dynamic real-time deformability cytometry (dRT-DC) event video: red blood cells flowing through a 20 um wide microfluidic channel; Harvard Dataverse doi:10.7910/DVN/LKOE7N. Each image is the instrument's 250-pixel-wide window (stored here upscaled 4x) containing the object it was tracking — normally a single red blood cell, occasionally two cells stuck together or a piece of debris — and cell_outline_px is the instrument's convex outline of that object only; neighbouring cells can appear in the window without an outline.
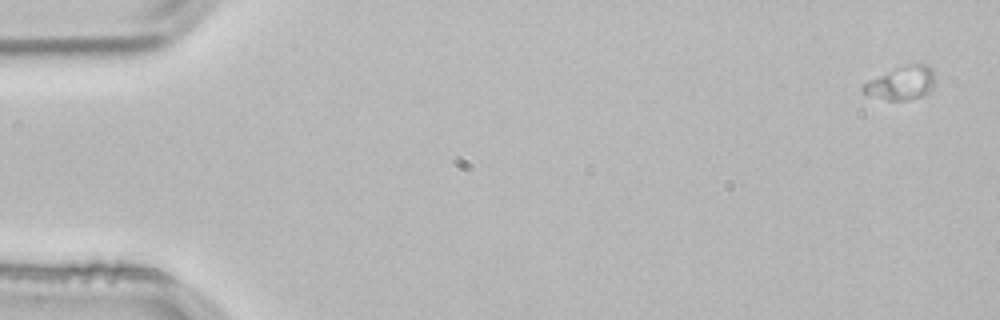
{"species": "common noctule bat (a hibernating species)", "species_latin": "Nyctalus noctula", "temperature_condition": "room temperature", "stored_images_in_passage": 4, "camera_frame_rate_fps": 3000, "um_per_image_px": 0.085, "animal": {"sex": "male", "body_mass_g": 21.5, "forearm_length_mm": 52.0}, "frame": {"image": 1, "passage_image": 1, "time_ms": 0.0, "image_size_px": [1000, 320], "cell_outline_px": [[932, 88], [928, 92], [920, 96], [908, 100], [888, 100], [868, 96], [860, 92], [860, 88], [868, 80], [896, 68], [908, 64], [924, 64], [932, 68]], "centroid_in_image_um": [76.54, 7.08], "position_along_channel_um": 8.5, "area_um2": 13.81}}
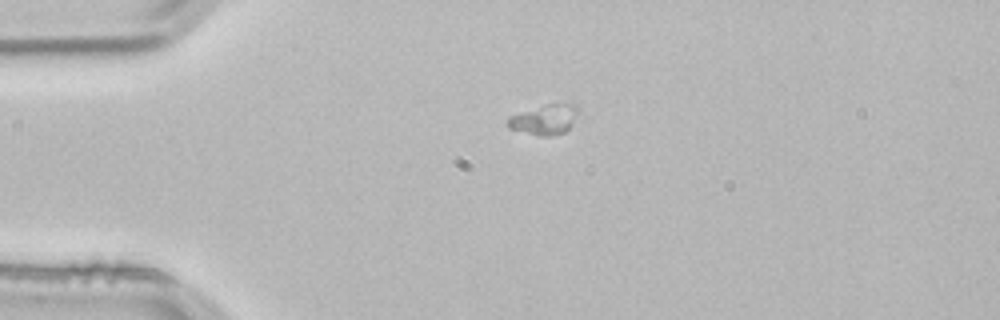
{"frame": {"image": 2, "passage_image": 3, "time_ms": 0.667, "image_size_px": [1000, 320], "cell_outline_px": [[576, 112], [568, 128], [564, 132], [552, 136], [540, 136], [508, 128], [508, 116], [548, 104], [576, 104]], "centroid_in_image_um": [46.23, 10.18], "position_along_channel_um": 38.8, "area_um2": 11.79}}
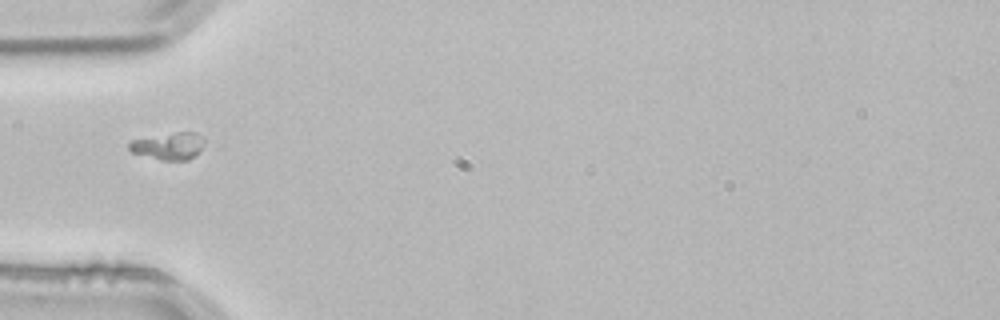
{"frame": {"image": 3, "passage_image": 4, "time_ms": 1.0, "image_size_px": [1000, 320], "cell_outline_px": [[204, 144], [188, 160], [160, 160], [132, 152], [128, 148], [128, 144], [132, 140], [176, 132], [196, 132], [204, 140]], "centroid_in_image_um": [14.31, 12.41], "position_along_channel_um": 70.7, "area_um2": 11.56}}